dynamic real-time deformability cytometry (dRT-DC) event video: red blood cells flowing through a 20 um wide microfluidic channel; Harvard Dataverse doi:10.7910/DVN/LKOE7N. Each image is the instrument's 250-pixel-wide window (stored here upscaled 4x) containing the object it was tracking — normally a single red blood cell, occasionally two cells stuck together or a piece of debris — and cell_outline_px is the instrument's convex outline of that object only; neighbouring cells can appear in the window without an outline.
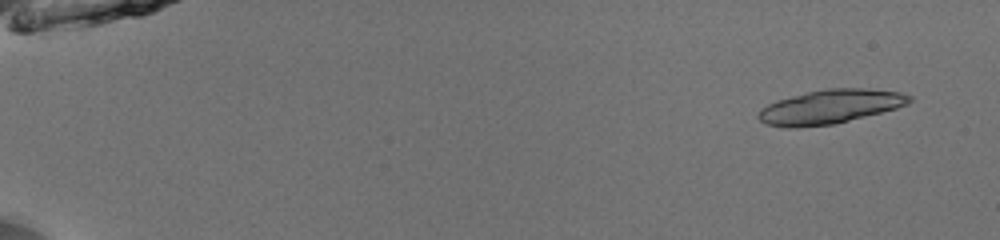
{"species": "common noctule bat (a hibernating species)", "species_latin": "Nyctalus noctula", "temperature_condition": "room temperature", "stored_images_in_passage": 48, "camera_frame_rate_fps": 3000, "um_per_image_px": 0.085, "animal": {"sex": "male", "body_mass_g": 13.0, "forearm_length_mm": 53.1}, "frame": {"image": 1, "passage_image": 1, "time_ms": 0.0, "image_size_px": [1000, 240], "cell_outline_px": [[912, 100], [908, 104], [896, 108], [832, 124], [796, 128], [788, 128], [768, 124], [760, 120], [756, 116], [760, 108], [776, 100], [808, 92], [828, 88], [864, 88], [900, 92], [912, 96]], "centroid_in_image_um": [70.54, 9.07], "position_along_channel_um": 14.5, "area_um2": 29.71}}
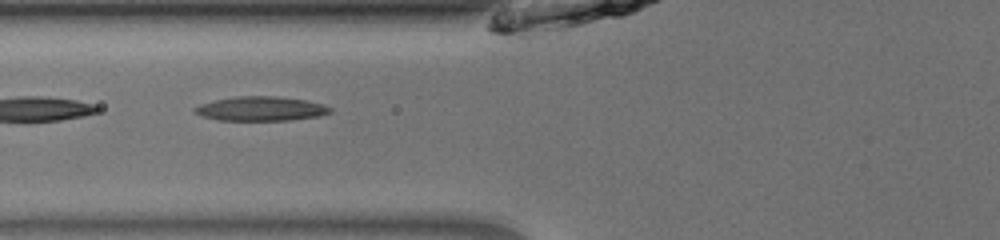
{"frame": {"image": 2, "passage_image": 20, "time_ms": 6.333, "image_size_px": [1000, 240], "cell_outline_px": [[332, 112], [320, 116], [292, 120], [216, 120], [200, 116], [192, 112], [192, 108], [200, 104], [216, 100], [236, 96], [276, 96], [304, 100], [324, 104], [332, 108]], "centroid_in_image_um": [22.15, 9.24], "position_along_channel_um": 103.6, "area_um2": 19.36}}
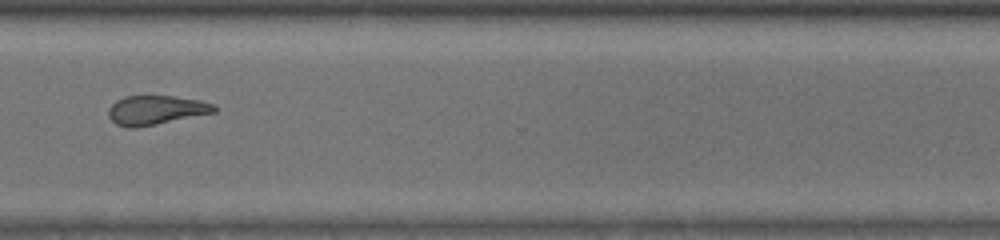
{"frame": {"image": 3, "passage_image": 39, "time_ms": 12.667, "image_size_px": [1000, 240], "cell_outline_px": [[220, 108], [216, 112], [136, 128], [128, 128], [116, 124], [108, 116], [108, 108], [116, 100], [124, 96], [172, 96], [200, 100], [216, 104]], "centroid_in_image_um": [13.28, 9.35], "position_along_channel_um": 357.3, "area_um2": 18.15}, "authors_computed_cell_mechanics": {"area_um2": 19.1029, "velocity_mm_per_s": 4.0064, "shape_relaxation_time_tau1_ms": 5.1466, "shape_relaxation_time_tau2_ms": 7.0081, "deformation_change_tau1": 0.1506, "deformation_change_tau2": 0.1832}}